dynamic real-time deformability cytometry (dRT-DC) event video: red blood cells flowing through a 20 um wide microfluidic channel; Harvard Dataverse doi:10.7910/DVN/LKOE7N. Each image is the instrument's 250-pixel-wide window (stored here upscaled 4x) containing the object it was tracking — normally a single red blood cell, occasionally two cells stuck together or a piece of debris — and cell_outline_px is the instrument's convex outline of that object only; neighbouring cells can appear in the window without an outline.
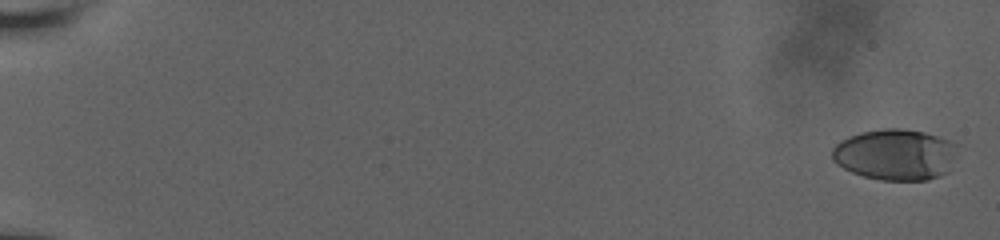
{"species": "human", "species_latin": "Homo sapiens", "temperature_condition": "room temperature", "stored_images_in_passage": 44, "camera_frame_rate_fps": 3000, "um_per_image_px": 0.085, "donor": {"sex": "male"}, "frame": {"image": 1, "passage_image": 1, "time_ms": 0.0, "image_size_px": [1000, 240], "cell_outline_px": [[952, 144], [948, 172], [928, 180], [880, 180], [864, 176], [852, 172], [836, 164], [832, 160], [832, 148], [840, 140], [848, 136], [860, 132], [884, 128], [904, 128], [924, 132], [948, 140]], "centroid_in_image_um": [75.98, 13.13], "position_along_channel_um": 9.0, "area_um2": 36.76}}
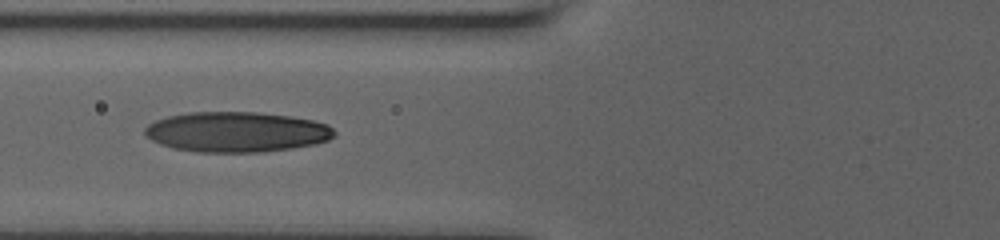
{"frame": {"image": 2, "passage_image": 17, "time_ms": 8.333, "image_size_px": [1000, 240], "cell_outline_px": [[336, 136], [328, 140], [312, 144], [292, 148], [260, 152], [196, 152], [172, 148], [160, 144], [152, 140], [144, 132], [144, 128], [148, 124], [156, 120], [168, 116], [188, 112], [256, 112], [288, 116], [312, 120], [328, 124], [336, 132]], "centroid_in_image_um": [20.1, 11.21], "position_along_channel_um": 105.7, "area_um2": 44.45}}
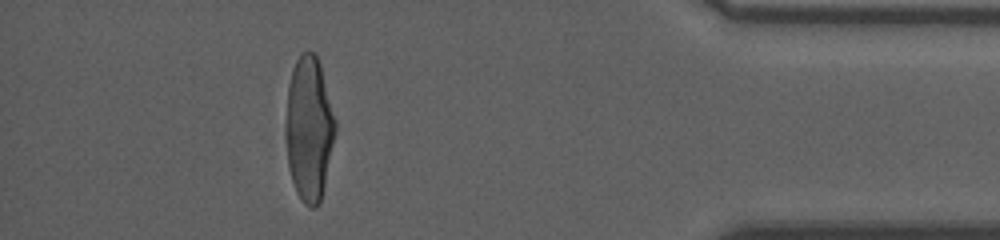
{"frame": {"image": 3, "passage_image": 37, "time_ms": 17.333, "image_size_px": [1000, 240], "cell_outline_px": [[336, 132], [320, 204], [316, 208], [308, 208], [304, 204], [296, 192], [292, 180], [288, 164], [288, 84], [292, 68], [300, 52], [316, 52], [320, 64], [336, 120]], "centroid_in_image_um": [26.31, 10.94], "position_along_channel_um": 408.9, "area_um2": 41.15}, "authors_computed_cell_mechanics": {"area_um2": 42.4541, "velocity_mm_per_s": 3.8029, "shape_relaxation_time_tau1_ms": 8.9251, "shape_relaxation_time_tau2_ms": 0.761, "deformation_change_tau1": 0.3057, "deformation_change_tau2": 0.0591}}